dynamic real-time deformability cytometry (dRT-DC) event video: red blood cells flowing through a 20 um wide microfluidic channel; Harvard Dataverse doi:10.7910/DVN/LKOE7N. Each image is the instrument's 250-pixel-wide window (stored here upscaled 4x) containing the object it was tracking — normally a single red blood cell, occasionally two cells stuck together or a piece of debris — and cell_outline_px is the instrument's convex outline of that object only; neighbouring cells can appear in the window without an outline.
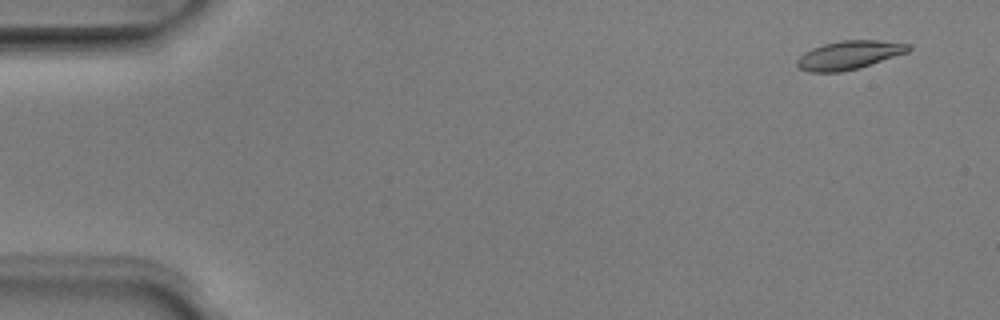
{"species": "Egyptian fruit bat (a non-hibernating species)", "species_latin": "Rousettus aegyptiacus", "temperature_condition": "room temperature", "stored_images_in_passage": 51, "camera_frame_rate_fps": 3000, "um_per_image_px": 0.085, "animal": {"sex": "male"}, "frame": {"image": 1, "passage_image": 3, "time_ms": 0.667, "image_size_px": [1000, 320], "cell_outline_px": [[912, 48], [908, 52], [860, 68], [840, 72], [808, 72], [800, 68], [796, 64], [796, 60], [804, 52], [812, 48], [824, 44], [840, 40], [876, 40], [912, 44]], "centroid_in_image_um": [72.18, 4.68], "position_along_channel_um": 12.8, "area_um2": 18.67}}
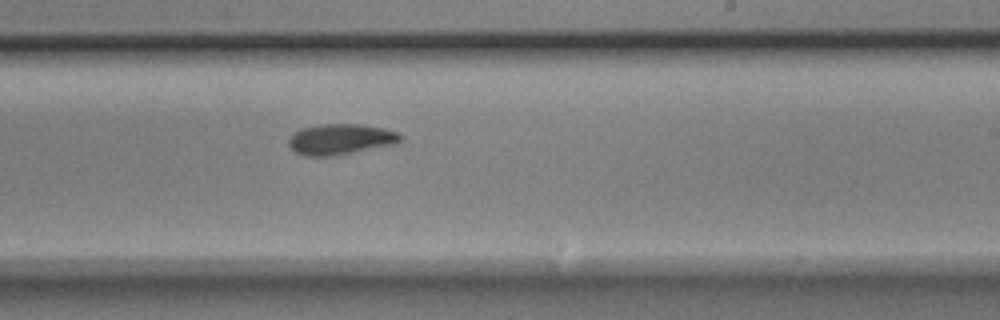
{"frame": {"image": 2, "passage_image": 31, "time_ms": 10.0, "image_size_px": [1000, 320], "cell_outline_px": [[404, 140], [396, 144], [332, 156], [308, 156], [296, 152], [288, 144], [288, 140], [300, 128], [320, 124], [360, 124], [384, 128], [400, 132], [404, 136]], "centroid_in_image_um": [29.02, 11.82], "position_along_channel_um": 260.0, "area_um2": 20.11}}
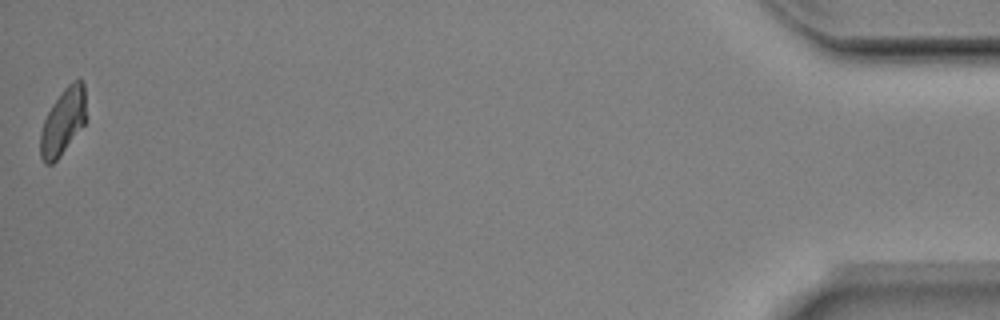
{"frame": {"image": 3, "passage_image": 51, "time_ms": 16.667, "image_size_px": [1000, 320], "cell_outline_px": [[84, 124], [60, 156], [52, 164], [44, 164], [40, 156], [40, 132], [44, 120], [52, 104], [64, 88], [72, 80], [80, 80], [84, 84]], "centroid_in_image_um": [5.31, 10.37], "position_along_channel_um": 429.9, "area_um2": 17.34}, "authors_computed_cell_mechanics": {"area_um2": 18.8428, "velocity_mm_per_s": 3.9621, "shape_relaxation_time_tau1_ms": 5.4669, "shape_relaxation_time_tau2_ms": 6.5216, "deformation_change_tau1": 0.1706, "deformation_change_tau2": 0.1342}}